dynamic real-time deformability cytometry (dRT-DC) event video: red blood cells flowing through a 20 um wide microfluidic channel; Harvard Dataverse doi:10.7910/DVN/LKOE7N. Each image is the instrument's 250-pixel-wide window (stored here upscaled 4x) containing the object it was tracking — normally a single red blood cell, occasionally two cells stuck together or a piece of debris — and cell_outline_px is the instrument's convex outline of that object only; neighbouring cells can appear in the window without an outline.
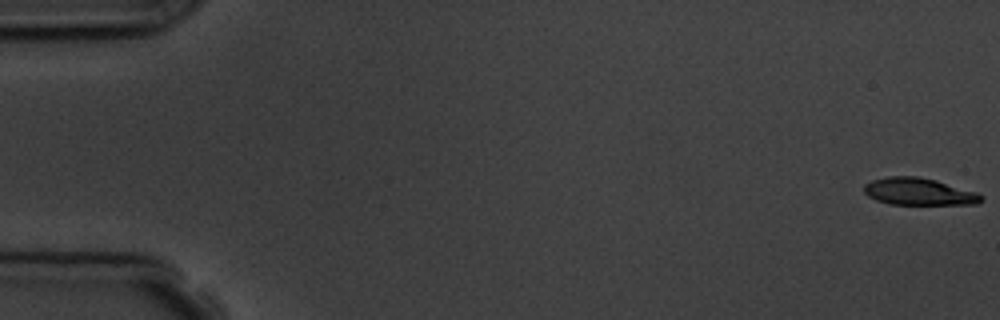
{"species": "common noctule bat (a hibernating species)", "species_latin": "Nyctalus noctula", "temperature_condition": "room temperature", "stored_images_in_passage": 5, "camera_frame_rate_fps": 3000, "um_per_image_px": 0.085, "animal": {"sex": "male", "body_mass_g": 19.5, "forearm_length_mm": 54.6}, "frame": {"image": 1, "passage_image": 1, "time_ms": 0.0, "image_size_px": [1000, 320], "cell_outline_px": [[984, 200], [976, 204], [888, 204], [876, 200], [868, 196], [864, 192], [864, 184], [872, 180], [888, 176], [916, 176], [936, 180], [976, 192], [984, 196]], "centroid_in_image_um": [78.09, 16.29], "position_along_channel_um": 6.9, "area_um2": 18.55}}
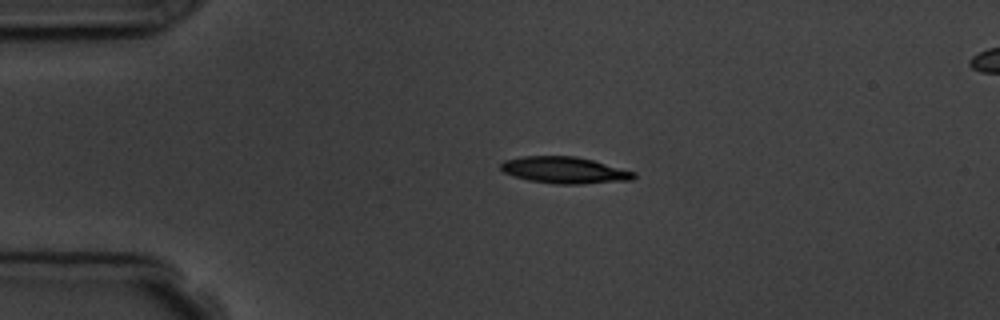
{"frame": {"image": 2, "passage_image": 4, "time_ms": 4.0, "image_size_px": [1000, 320], "cell_outline_px": [[636, 176], [632, 180], [580, 184], [556, 184], [528, 180], [512, 176], [504, 172], [500, 168], [500, 164], [504, 160], [524, 156], [576, 156], [592, 160], [636, 172]], "centroid_in_image_um": [47.97, 14.46], "position_along_channel_um": 37.0, "area_um2": 20.63}}